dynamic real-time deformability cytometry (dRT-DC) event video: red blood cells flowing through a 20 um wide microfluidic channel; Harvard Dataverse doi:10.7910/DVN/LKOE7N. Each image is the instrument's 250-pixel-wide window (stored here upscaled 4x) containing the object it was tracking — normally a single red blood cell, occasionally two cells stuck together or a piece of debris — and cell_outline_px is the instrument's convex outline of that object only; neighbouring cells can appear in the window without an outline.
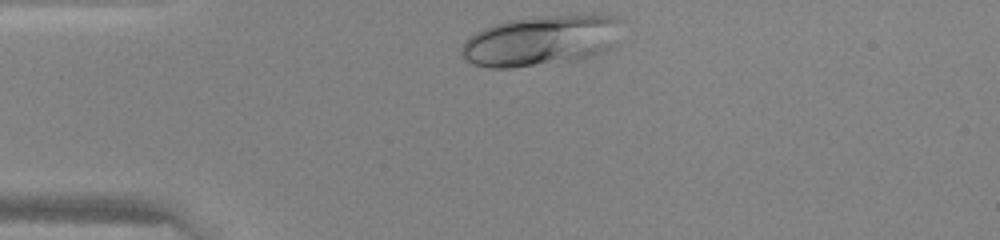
{"species": "human", "species_latin": "Homo sapiens", "temperature_condition": "warm", "stored_images_in_passage": 27, "camera_frame_rate_fps": 3000, "um_per_image_px": 0.085, "donor": {"sex": "female"}, "frame": {"image": 1, "passage_image": 1, "time_ms": 0.0, "image_size_px": [1000, 240], "cell_outline_px": [[620, 20], [616, 44], [604, 52], [592, 56], [576, 60], [512, 68], [488, 68], [472, 64], [460, 56], [460, 48], [464, 40], [476, 32], [492, 24], [508, 20], [540, 16], [592, 12], [616, 16]], "centroid_in_image_um": [46.0, 3.42], "position_along_channel_um": 39.0, "area_um2": 48.15}}
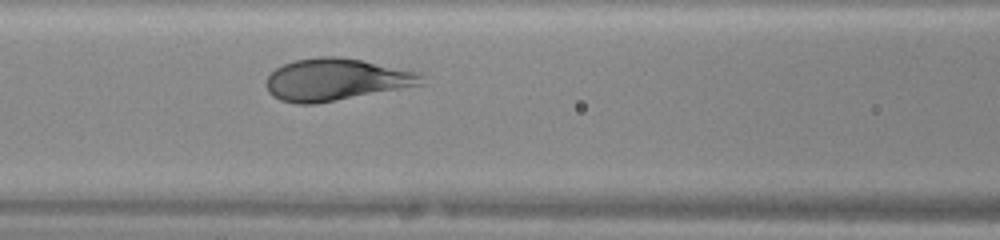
{"frame": {"image": 2, "passage_image": 10, "time_ms": 3.0, "image_size_px": [1000, 240], "cell_outline_px": [[424, 84], [316, 104], [296, 104], [280, 100], [272, 96], [268, 92], [264, 84], [268, 76], [276, 68], [284, 64], [296, 60], [320, 56], [340, 56], [420, 72], [424, 76]], "centroid_in_image_um": [28.53, 6.77], "position_along_channel_um": 138.1, "area_um2": 38.15}}
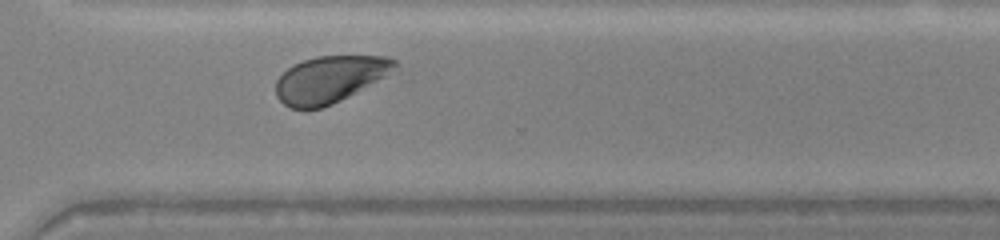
{"frame": {"image": 3, "passage_image": 24, "time_ms": 7.667, "image_size_px": [1000, 240], "cell_outline_px": [[404, 72], [332, 104], [320, 108], [288, 108], [276, 96], [276, 80], [288, 68], [304, 60], [316, 56], [388, 56], [396, 60]], "centroid_in_image_um": [28.24, 6.73], "position_along_channel_um": 342.4, "area_um2": 33.64}}